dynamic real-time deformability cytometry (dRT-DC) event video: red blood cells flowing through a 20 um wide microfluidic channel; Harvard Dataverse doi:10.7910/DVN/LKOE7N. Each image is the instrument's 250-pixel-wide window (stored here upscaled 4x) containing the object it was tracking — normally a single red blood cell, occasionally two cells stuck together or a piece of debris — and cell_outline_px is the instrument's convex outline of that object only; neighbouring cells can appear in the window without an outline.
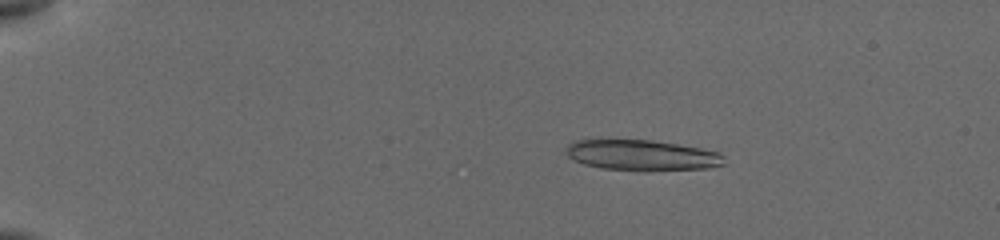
{"species": "common noctule bat (a hibernating species)", "species_latin": "Nyctalus noctula", "temperature_condition": "cold", "stored_images_in_passage": 33, "camera_frame_rate_fps": 3000, "um_per_image_px": 0.085, "animal": {"sex": "female", "body_mass_g": 19.5, "forearm_length_mm": 54.1}, "frame": {"image": 1, "passage_image": 17, "time_ms": 3.333, "image_size_px": [1000, 240], "cell_outline_px": [[724, 164], [704, 168], [600, 168], [584, 164], [568, 156], [564, 152], [564, 148], [568, 144], [576, 140], [652, 140], [700, 148], [720, 152], [724, 156]], "centroid_in_image_um": [54.51, 13.14], "position_along_channel_um": 30.5, "area_um2": 26.99}}